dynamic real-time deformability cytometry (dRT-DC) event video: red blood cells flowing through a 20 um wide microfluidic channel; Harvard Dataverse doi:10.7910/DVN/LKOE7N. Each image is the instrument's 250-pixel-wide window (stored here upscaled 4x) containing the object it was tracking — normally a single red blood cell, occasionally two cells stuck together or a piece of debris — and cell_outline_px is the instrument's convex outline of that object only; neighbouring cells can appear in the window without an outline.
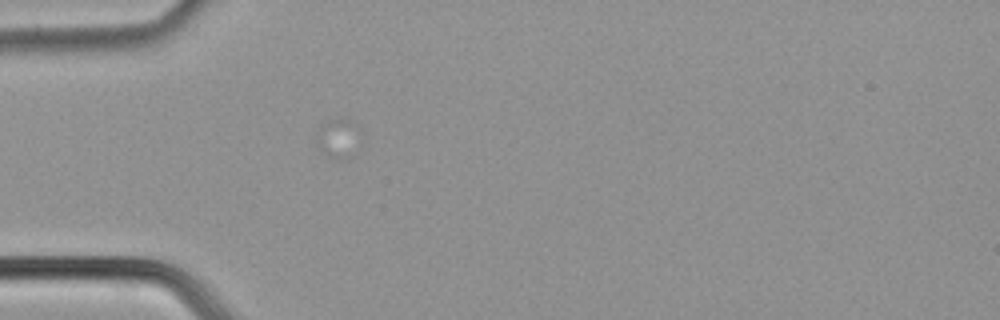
{"species": "common noctule bat (a hibernating species)", "species_latin": "Nyctalus noctula", "temperature_condition": "cold", "stored_images_in_passage": 1, "camera_frame_rate_fps": 3000, "um_per_image_px": 0.085, "animal": {"sex": "male", "body_mass_g": 21.5, "forearm_length_mm": 52.0}, "frame": {"image": 1, "passage_image": 1, "time_ms": 0.0, "image_size_px": [1000, 320], "cell_outline_px": [[364, 144], [356, 156], [348, 160], [336, 160], [324, 152], [316, 144], [316, 132], [320, 124], [328, 120], [352, 120], [364, 132]], "centroid_in_image_um": [28.91, 11.81], "position_along_channel_um": 56.1, "area_um2": 11.27}}